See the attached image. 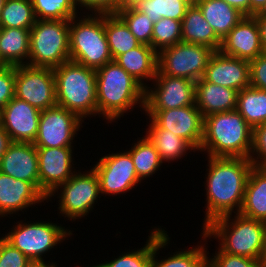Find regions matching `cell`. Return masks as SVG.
<instances>
[{"label":"cell","mask_w":266,"mask_h":267,"mask_svg":"<svg viewBox=\"0 0 266 267\" xmlns=\"http://www.w3.org/2000/svg\"><path fill=\"white\" fill-rule=\"evenodd\" d=\"M249 159L254 166L266 168V123L253 129L252 150Z\"/></svg>","instance_id":"ab89813d"},{"label":"cell","mask_w":266,"mask_h":267,"mask_svg":"<svg viewBox=\"0 0 266 267\" xmlns=\"http://www.w3.org/2000/svg\"><path fill=\"white\" fill-rule=\"evenodd\" d=\"M216 248L212 256L207 251V267H263L260 260L228 254L218 246Z\"/></svg>","instance_id":"f35d334b"},{"label":"cell","mask_w":266,"mask_h":267,"mask_svg":"<svg viewBox=\"0 0 266 267\" xmlns=\"http://www.w3.org/2000/svg\"><path fill=\"white\" fill-rule=\"evenodd\" d=\"M46 202L47 198L31 182L15 179L0 171V220L11 216L15 219L16 215L27 214L29 208H35L37 204L41 208Z\"/></svg>","instance_id":"ac0fdd59"},{"label":"cell","mask_w":266,"mask_h":267,"mask_svg":"<svg viewBox=\"0 0 266 267\" xmlns=\"http://www.w3.org/2000/svg\"><path fill=\"white\" fill-rule=\"evenodd\" d=\"M239 213L266 223V168L253 166Z\"/></svg>","instance_id":"f1b7e54d"},{"label":"cell","mask_w":266,"mask_h":267,"mask_svg":"<svg viewBox=\"0 0 266 267\" xmlns=\"http://www.w3.org/2000/svg\"><path fill=\"white\" fill-rule=\"evenodd\" d=\"M24 218L25 220L14 221L8 229L9 232L7 230L5 234L2 233V237L31 261L47 260L50 253L53 255L54 249H58V246L60 248L61 243L69 238L72 240L71 236L74 235L72 228H67L56 221L54 223L50 218L47 221L41 218L40 221L34 220L35 222L32 220L26 222V217Z\"/></svg>","instance_id":"52a82bcc"},{"label":"cell","mask_w":266,"mask_h":267,"mask_svg":"<svg viewBox=\"0 0 266 267\" xmlns=\"http://www.w3.org/2000/svg\"><path fill=\"white\" fill-rule=\"evenodd\" d=\"M31 260L0 236V267H27Z\"/></svg>","instance_id":"60d3db41"},{"label":"cell","mask_w":266,"mask_h":267,"mask_svg":"<svg viewBox=\"0 0 266 267\" xmlns=\"http://www.w3.org/2000/svg\"><path fill=\"white\" fill-rule=\"evenodd\" d=\"M219 51L248 62L265 52L255 16H245L221 41Z\"/></svg>","instance_id":"ffe728a7"},{"label":"cell","mask_w":266,"mask_h":267,"mask_svg":"<svg viewBox=\"0 0 266 267\" xmlns=\"http://www.w3.org/2000/svg\"><path fill=\"white\" fill-rule=\"evenodd\" d=\"M89 167L90 169L85 171L78 169L71 178L47 197V203L49 201L53 203V198L59 199L57 201L59 207L55 211H58V216L61 218L63 216L65 221L73 223L82 218L87 219L88 215L94 212L96 204L101 201L99 177L94 169Z\"/></svg>","instance_id":"ba28073f"},{"label":"cell","mask_w":266,"mask_h":267,"mask_svg":"<svg viewBox=\"0 0 266 267\" xmlns=\"http://www.w3.org/2000/svg\"><path fill=\"white\" fill-rule=\"evenodd\" d=\"M182 24V42L208 46L219 51L221 40L204 19L200 8L192 3L186 10Z\"/></svg>","instance_id":"83f0119b"},{"label":"cell","mask_w":266,"mask_h":267,"mask_svg":"<svg viewBox=\"0 0 266 267\" xmlns=\"http://www.w3.org/2000/svg\"><path fill=\"white\" fill-rule=\"evenodd\" d=\"M249 63L250 86L266 91V51Z\"/></svg>","instance_id":"ee69618b"},{"label":"cell","mask_w":266,"mask_h":267,"mask_svg":"<svg viewBox=\"0 0 266 267\" xmlns=\"http://www.w3.org/2000/svg\"><path fill=\"white\" fill-rule=\"evenodd\" d=\"M114 62L146 89L157 74L158 53L151 46L140 44L127 53L119 55Z\"/></svg>","instance_id":"cb8c5ba5"},{"label":"cell","mask_w":266,"mask_h":267,"mask_svg":"<svg viewBox=\"0 0 266 267\" xmlns=\"http://www.w3.org/2000/svg\"><path fill=\"white\" fill-rule=\"evenodd\" d=\"M104 29L113 61L140 45L124 21L116 13H104Z\"/></svg>","instance_id":"4dcf8cb0"},{"label":"cell","mask_w":266,"mask_h":267,"mask_svg":"<svg viewBox=\"0 0 266 267\" xmlns=\"http://www.w3.org/2000/svg\"><path fill=\"white\" fill-rule=\"evenodd\" d=\"M252 142L253 129L237 110L214 113L204 117L198 153L211 157L250 158Z\"/></svg>","instance_id":"3957f363"},{"label":"cell","mask_w":266,"mask_h":267,"mask_svg":"<svg viewBox=\"0 0 266 267\" xmlns=\"http://www.w3.org/2000/svg\"><path fill=\"white\" fill-rule=\"evenodd\" d=\"M95 71L97 118L109 126L137 107L144 113L146 89L121 66L112 61Z\"/></svg>","instance_id":"7a4b0ae2"},{"label":"cell","mask_w":266,"mask_h":267,"mask_svg":"<svg viewBox=\"0 0 266 267\" xmlns=\"http://www.w3.org/2000/svg\"><path fill=\"white\" fill-rule=\"evenodd\" d=\"M255 17L257 19V23L259 26L261 41L266 51V17L264 16H255Z\"/></svg>","instance_id":"7dc6e473"},{"label":"cell","mask_w":266,"mask_h":267,"mask_svg":"<svg viewBox=\"0 0 266 267\" xmlns=\"http://www.w3.org/2000/svg\"><path fill=\"white\" fill-rule=\"evenodd\" d=\"M151 231L149 232L148 238L146 239V244H144L141 248H129L120 251L118 256H114L111 260L108 259L105 262L98 264V267H150L153 255V246L155 244V226L151 227ZM113 259V260H112Z\"/></svg>","instance_id":"e575fe53"},{"label":"cell","mask_w":266,"mask_h":267,"mask_svg":"<svg viewBox=\"0 0 266 267\" xmlns=\"http://www.w3.org/2000/svg\"><path fill=\"white\" fill-rule=\"evenodd\" d=\"M5 1L6 0H0V12H1L2 8H3V5H4Z\"/></svg>","instance_id":"db71d44e"},{"label":"cell","mask_w":266,"mask_h":267,"mask_svg":"<svg viewBox=\"0 0 266 267\" xmlns=\"http://www.w3.org/2000/svg\"><path fill=\"white\" fill-rule=\"evenodd\" d=\"M254 16H264V17H266V3L263 6V8Z\"/></svg>","instance_id":"816d5d0a"},{"label":"cell","mask_w":266,"mask_h":267,"mask_svg":"<svg viewBox=\"0 0 266 267\" xmlns=\"http://www.w3.org/2000/svg\"><path fill=\"white\" fill-rule=\"evenodd\" d=\"M40 111L57 105L53 68L15 66V96Z\"/></svg>","instance_id":"4fadbf2b"},{"label":"cell","mask_w":266,"mask_h":267,"mask_svg":"<svg viewBox=\"0 0 266 267\" xmlns=\"http://www.w3.org/2000/svg\"><path fill=\"white\" fill-rule=\"evenodd\" d=\"M51 261V262H50ZM59 263L55 260H35V261H30L27 265V267H58ZM60 267V266H59Z\"/></svg>","instance_id":"c3c4849f"},{"label":"cell","mask_w":266,"mask_h":267,"mask_svg":"<svg viewBox=\"0 0 266 267\" xmlns=\"http://www.w3.org/2000/svg\"><path fill=\"white\" fill-rule=\"evenodd\" d=\"M266 0H250V16L256 15L265 5Z\"/></svg>","instance_id":"681fc988"},{"label":"cell","mask_w":266,"mask_h":267,"mask_svg":"<svg viewBox=\"0 0 266 267\" xmlns=\"http://www.w3.org/2000/svg\"><path fill=\"white\" fill-rule=\"evenodd\" d=\"M194 3L221 41L245 17L224 0H195Z\"/></svg>","instance_id":"d4e9b609"},{"label":"cell","mask_w":266,"mask_h":267,"mask_svg":"<svg viewBox=\"0 0 266 267\" xmlns=\"http://www.w3.org/2000/svg\"><path fill=\"white\" fill-rule=\"evenodd\" d=\"M37 20H71L81 13L74 0H31Z\"/></svg>","instance_id":"d590c367"},{"label":"cell","mask_w":266,"mask_h":267,"mask_svg":"<svg viewBox=\"0 0 266 267\" xmlns=\"http://www.w3.org/2000/svg\"><path fill=\"white\" fill-rule=\"evenodd\" d=\"M136 0H123V5L127 6V5H131L133 2H135Z\"/></svg>","instance_id":"f5cc1de1"},{"label":"cell","mask_w":266,"mask_h":267,"mask_svg":"<svg viewBox=\"0 0 266 267\" xmlns=\"http://www.w3.org/2000/svg\"><path fill=\"white\" fill-rule=\"evenodd\" d=\"M260 262L263 267H266V237H265L264 250Z\"/></svg>","instance_id":"f907efd6"},{"label":"cell","mask_w":266,"mask_h":267,"mask_svg":"<svg viewBox=\"0 0 266 267\" xmlns=\"http://www.w3.org/2000/svg\"><path fill=\"white\" fill-rule=\"evenodd\" d=\"M182 42L181 21L161 18L153 25L152 48L159 53L162 49Z\"/></svg>","instance_id":"74e56055"},{"label":"cell","mask_w":266,"mask_h":267,"mask_svg":"<svg viewBox=\"0 0 266 267\" xmlns=\"http://www.w3.org/2000/svg\"><path fill=\"white\" fill-rule=\"evenodd\" d=\"M214 52L208 46L179 42L158 53V70L171 77H183L196 82L203 78Z\"/></svg>","instance_id":"30bf717a"},{"label":"cell","mask_w":266,"mask_h":267,"mask_svg":"<svg viewBox=\"0 0 266 267\" xmlns=\"http://www.w3.org/2000/svg\"><path fill=\"white\" fill-rule=\"evenodd\" d=\"M203 78L216 85L241 91L250 86V63L215 51Z\"/></svg>","instance_id":"44dd1931"},{"label":"cell","mask_w":266,"mask_h":267,"mask_svg":"<svg viewBox=\"0 0 266 267\" xmlns=\"http://www.w3.org/2000/svg\"><path fill=\"white\" fill-rule=\"evenodd\" d=\"M30 29L0 28V60L5 66L28 65Z\"/></svg>","instance_id":"4316f807"},{"label":"cell","mask_w":266,"mask_h":267,"mask_svg":"<svg viewBox=\"0 0 266 267\" xmlns=\"http://www.w3.org/2000/svg\"><path fill=\"white\" fill-rule=\"evenodd\" d=\"M5 65L0 60V68L4 67Z\"/></svg>","instance_id":"9f6ffc18"},{"label":"cell","mask_w":266,"mask_h":267,"mask_svg":"<svg viewBox=\"0 0 266 267\" xmlns=\"http://www.w3.org/2000/svg\"><path fill=\"white\" fill-rule=\"evenodd\" d=\"M230 6L236 8L245 16H250V0H224Z\"/></svg>","instance_id":"f6af8a7d"},{"label":"cell","mask_w":266,"mask_h":267,"mask_svg":"<svg viewBox=\"0 0 266 267\" xmlns=\"http://www.w3.org/2000/svg\"><path fill=\"white\" fill-rule=\"evenodd\" d=\"M154 127H162L186 140L197 153L203 139L204 118L196 105L167 110H144Z\"/></svg>","instance_id":"9a60e30c"},{"label":"cell","mask_w":266,"mask_h":267,"mask_svg":"<svg viewBox=\"0 0 266 267\" xmlns=\"http://www.w3.org/2000/svg\"><path fill=\"white\" fill-rule=\"evenodd\" d=\"M81 266H82V267H84L83 265H81ZM81 266L77 265V267H81ZM86 267H98V266H97V264H95V265H94V262H93V264H92V265H90V266H89V265H87Z\"/></svg>","instance_id":"11a10c76"},{"label":"cell","mask_w":266,"mask_h":267,"mask_svg":"<svg viewBox=\"0 0 266 267\" xmlns=\"http://www.w3.org/2000/svg\"><path fill=\"white\" fill-rule=\"evenodd\" d=\"M94 162L91 166L99 177L100 193L104 198H120L141 185L142 181L136 174L131 155L124 149L115 153L109 152Z\"/></svg>","instance_id":"8fae6325"},{"label":"cell","mask_w":266,"mask_h":267,"mask_svg":"<svg viewBox=\"0 0 266 267\" xmlns=\"http://www.w3.org/2000/svg\"><path fill=\"white\" fill-rule=\"evenodd\" d=\"M74 149L75 147H37L40 192L46 198L71 178L78 171L77 168H81L79 164L76 165Z\"/></svg>","instance_id":"2e32d148"},{"label":"cell","mask_w":266,"mask_h":267,"mask_svg":"<svg viewBox=\"0 0 266 267\" xmlns=\"http://www.w3.org/2000/svg\"><path fill=\"white\" fill-rule=\"evenodd\" d=\"M202 231L208 240L216 239L223 252L261 260L266 237L263 221L236 213L213 220Z\"/></svg>","instance_id":"277c9868"},{"label":"cell","mask_w":266,"mask_h":267,"mask_svg":"<svg viewBox=\"0 0 266 267\" xmlns=\"http://www.w3.org/2000/svg\"><path fill=\"white\" fill-rule=\"evenodd\" d=\"M191 4L189 0H136L131 6L147 14L154 24L161 18L182 21Z\"/></svg>","instance_id":"d6a6232c"},{"label":"cell","mask_w":266,"mask_h":267,"mask_svg":"<svg viewBox=\"0 0 266 267\" xmlns=\"http://www.w3.org/2000/svg\"><path fill=\"white\" fill-rule=\"evenodd\" d=\"M70 61L97 70L113 58L104 29V13H84L69 22Z\"/></svg>","instance_id":"8992f818"},{"label":"cell","mask_w":266,"mask_h":267,"mask_svg":"<svg viewBox=\"0 0 266 267\" xmlns=\"http://www.w3.org/2000/svg\"><path fill=\"white\" fill-rule=\"evenodd\" d=\"M53 71L57 105L74 112L83 121L97 117L96 71L73 61Z\"/></svg>","instance_id":"5b68a950"},{"label":"cell","mask_w":266,"mask_h":267,"mask_svg":"<svg viewBox=\"0 0 266 267\" xmlns=\"http://www.w3.org/2000/svg\"><path fill=\"white\" fill-rule=\"evenodd\" d=\"M41 111L13 97L0 111V125L12 142L33 143L38 134Z\"/></svg>","instance_id":"d6986e66"},{"label":"cell","mask_w":266,"mask_h":267,"mask_svg":"<svg viewBox=\"0 0 266 267\" xmlns=\"http://www.w3.org/2000/svg\"><path fill=\"white\" fill-rule=\"evenodd\" d=\"M36 20L31 0H6L0 12V28L31 29Z\"/></svg>","instance_id":"836d02e7"},{"label":"cell","mask_w":266,"mask_h":267,"mask_svg":"<svg viewBox=\"0 0 266 267\" xmlns=\"http://www.w3.org/2000/svg\"><path fill=\"white\" fill-rule=\"evenodd\" d=\"M15 96V66L0 68V111Z\"/></svg>","instance_id":"7bdbcfd3"},{"label":"cell","mask_w":266,"mask_h":267,"mask_svg":"<svg viewBox=\"0 0 266 267\" xmlns=\"http://www.w3.org/2000/svg\"><path fill=\"white\" fill-rule=\"evenodd\" d=\"M116 14L124 21L140 44L152 47L154 24L147 14L135 10L131 5L123 6Z\"/></svg>","instance_id":"8d00e7d4"},{"label":"cell","mask_w":266,"mask_h":267,"mask_svg":"<svg viewBox=\"0 0 266 267\" xmlns=\"http://www.w3.org/2000/svg\"><path fill=\"white\" fill-rule=\"evenodd\" d=\"M238 91L213 84L204 78L196 81L195 105L204 117L236 110Z\"/></svg>","instance_id":"603a6c76"},{"label":"cell","mask_w":266,"mask_h":267,"mask_svg":"<svg viewBox=\"0 0 266 267\" xmlns=\"http://www.w3.org/2000/svg\"><path fill=\"white\" fill-rule=\"evenodd\" d=\"M0 171L31 182L40 191L37 147L33 143L12 142L1 157Z\"/></svg>","instance_id":"7402d4cb"},{"label":"cell","mask_w":266,"mask_h":267,"mask_svg":"<svg viewBox=\"0 0 266 267\" xmlns=\"http://www.w3.org/2000/svg\"><path fill=\"white\" fill-rule=\"evenodd\" d=\"M12 143L8 133L0 125V161L8 146Z\"/></svg>","instance_id":"bcb514c9"},{"label":"cell","mask_w":266,"mask_h":267,"mask_svg":"<svg viewBox=\"0 0 266 267\" xmlns=\"http://www.w3.org/2000/svg\"><path fill=\"white\" fill-rule=\"evenodd\" d=\"M146 131L142 132L154 144L159 153V157L163 163L182 162V159L187 158L188 153L191 155L196 153V150L183 138L172 133L170 130L162 127H154L148 120ZM186 156V157H185ZM184 157V158H183Z\"/></svg>","instance_id":"484cf974"},{"label":"cell","mask_w":266,"mask_h":267,"mask_svg":"<svg viewBox=\"0 0 266 267\" xmlns=\"http://www.w3.org/2000/svg\"><path fill=\"white\" fill-rule=\"evenodd\" d=\"M170 234L161 226H155V244L153 246V255L150 267H207V251L209 245L208 236L201 231L200 233V242L198 241L197 245L194 247L190 246L187 248H178V251L175 250L173 253L171 251L167 252L164 256H159L160 251L170 246ZM159 256V258H158ZM161 257V258H160ZM163 257V258H162Z\"/></svg>","instance_id":"e0dca14e"},{"label":"cell","mask_w":266,"mask_h":267,"mask_svg":"<svg viewBox=\"0 0 266 267\" xmlns=\"http://www.w3.org/2000/svg\"><path fill=\"white\" fill-rule=\"evenodd\" d=\"M205 181V217L202 229L213 220L239 213L253 163L243 157L206 156Z\"/></svg>","instance_id":"6da1fadb"},{"label":"cell","mask_w":266,"mask_h":267,"mask_svg":"<svg viewBox=\"0 0 266 267\" xmlns=\"http://www.w3.org/2000/svg\"><path fill=\"white\" fill-rule=\"evenodd\" d=\"M236 110L252 129L266 123V91L247 87L238 92Z\"/></svg>","instance_id":"1f68e13d"},{"label":"cell","mask_w":266,"mask_h":267,"mask_svg":"<svg viewBox=\"0 0 266 267\" xmlns=\"http://www.w3.org/2000/svg\"><path fill=\"white\" fill-rule=\"evenodd\" d=\"M83 121L77 114L53 106L41 111L38 134L33 142L36 147H75L74 142L83 126ZM74 145V146H73Z\"/></svg>","instance_id":"7c38bea8"},{"label":"cell","mask_w":266,"mask_h":267,"mask_svg":"<svg viewBox=\"0 0 266 267\" xmlns=\"http://www.w3.org/2000/svg\"><path fill=\"white\" fill-rule=\"evenodd\" d=\"M141 136L143 137H137V141L135 139L131 144V149L126 148V151L131 155L136 174L143 183L144 180L158 173L164 163L149 138L143 134Z\"/></svg>","instance_id":"f546056e"},{"label":"cell","mask_w":266,"mask_h":267,"mask_svg":"<svg viewBox=\"0 0 266 267\" xmlns=\"http://www.w3.org/2000/svg\"><path fill=\"white\" fill-rule=\"evenodd\" d=\"M150 84L145 90L144 110L176 109L195 104L196 82L190 79L171 77L157 70Z\"/></svg>","instance_id":"5bb4252c"},{"label":"cell","mask_w":266,"mask_h":267,"mask_svg":"<svg viewBox=\"0 0 266 267\" xmlns=\"http://www.w3.org/2000/svg\"><path fill=\"white\" fill-rule=\"evenodd\" d=\"M70 20H36L30 29V56L32 67L55 68L70 61Z\"/></svg>","instance_id":"9c48e42d"},{"label":"cell","mask_w":266,"mask_h":267,"mask_svg":"<svg viewBox=\"0 0 266 267\" xmlns=\"http://www.w3.org/2000/svg\"><path fill=\"white\" fill-rule=\"evenodd\" d=\"M84 13H116L121 9L123 0H74Z\"/></svg>","instance_id":"b9f144b4"}]
</instances>
